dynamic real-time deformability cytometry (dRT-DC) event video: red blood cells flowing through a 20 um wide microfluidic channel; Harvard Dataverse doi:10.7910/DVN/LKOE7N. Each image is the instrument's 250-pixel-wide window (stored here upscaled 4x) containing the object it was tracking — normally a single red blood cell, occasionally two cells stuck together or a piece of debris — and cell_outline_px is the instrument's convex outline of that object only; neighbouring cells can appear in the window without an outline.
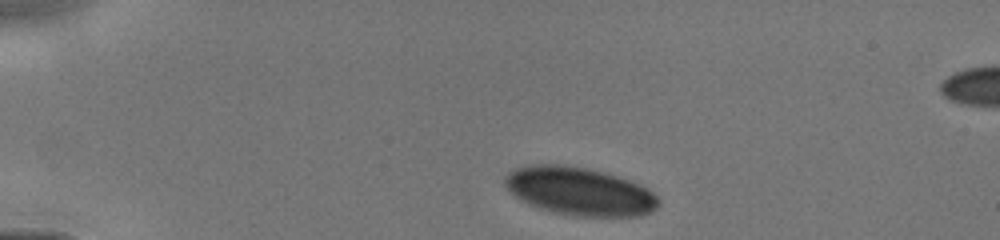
{"species": "human", "species_latin": "Homo sapiens", "temperature_condition": "cold", "stored_images_in_passage": 3, "camera_frame_rate_fps": 3000, "um_per_image_px": 0.085, "donor": {"sex": "male"}, "frame": {"image": 1, "passage_image": 1, "time_ms": 0.0, "image_size_px": [1000, 240], "cell_outline_px": [[660, 204], [652, 212], [640, 216], [572, 216], [552, 212], [528, 204], [520, 200], [504, 184], [504, 176], [508, 172], [516, 168], [528, 164], [556, 164], [588, 168], [604, 172], [640, 184], [648, 188], [660, 200]], "centroid_in_image_um": [49.26, 16.26], "position_along_channel_um": 35.7, "area_um2": 43.23}}